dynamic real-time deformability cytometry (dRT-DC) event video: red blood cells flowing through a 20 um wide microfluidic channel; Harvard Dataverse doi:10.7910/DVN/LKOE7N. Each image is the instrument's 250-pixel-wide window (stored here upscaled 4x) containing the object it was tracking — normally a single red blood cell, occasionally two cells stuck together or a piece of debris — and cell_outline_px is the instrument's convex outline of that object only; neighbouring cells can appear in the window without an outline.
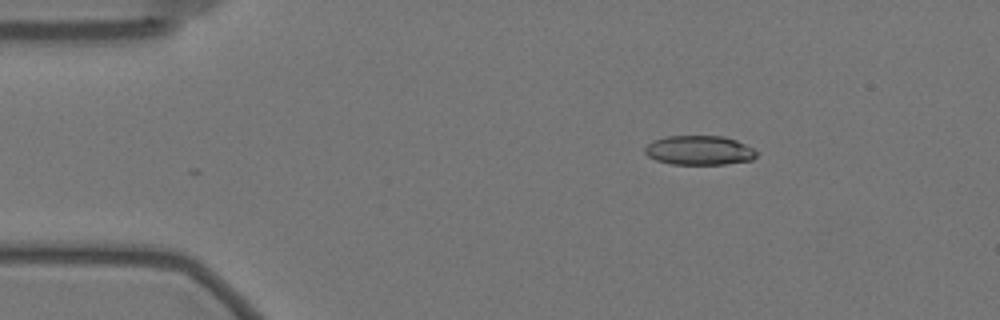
{"species": "Egyptian fruit bat (a non-hibernating species)", "species_latin": "Rousettus aegyptiacus", "temperature_condition": "warm", "stored_images_in_passage": 37, "camera_frame_rate_fps": 3000, "um_per_image_px": 0.085, "animal": {"sex": "female"}, "frame": {"image": 1, "passage_image": 2, "time_ms": 0.333, "image_size_px": [1000, 320], "cell_outline_px": [[756, 156], [752, 160], [724, 164], [672, 164], [656, 160], [648, 156], [644, 152], [644, 148], [652, 140], [668, 136], [724, 136], [736, 140], [752, 148], [756, 152]], "centroid_in_image_um": [59.41, 12.77], "position_along_channel_um": 25.6, "area_um2": 19.02}}
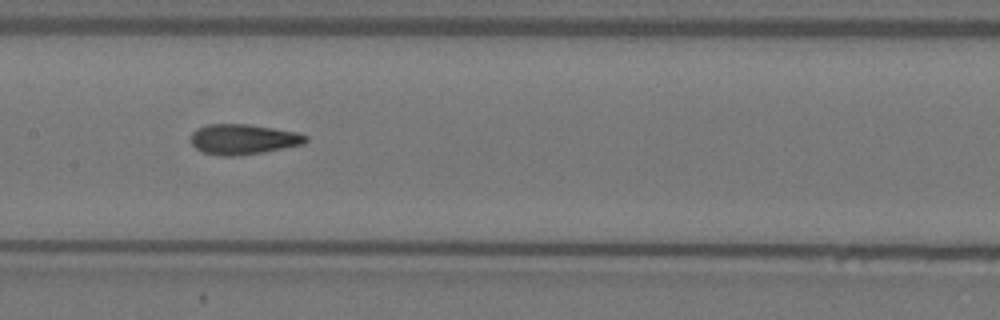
{"frame": {"image": 2, "passage_image": 21, "time_ms": 6.667, "image_size_px": [1000, 320], "cell_outline_px": [[308, 140], [304, 144], [264, 152], [240, 156], [220, 156], [204, 152], [196, 148], [192, 144], [192, 132], [208, 124], [248, 124], [296, 132], [308, 136]], "centroid_in_image_um": [20.7, 11.85], "position_along_channel_um": 186.7, "area_um2": 20.17}}
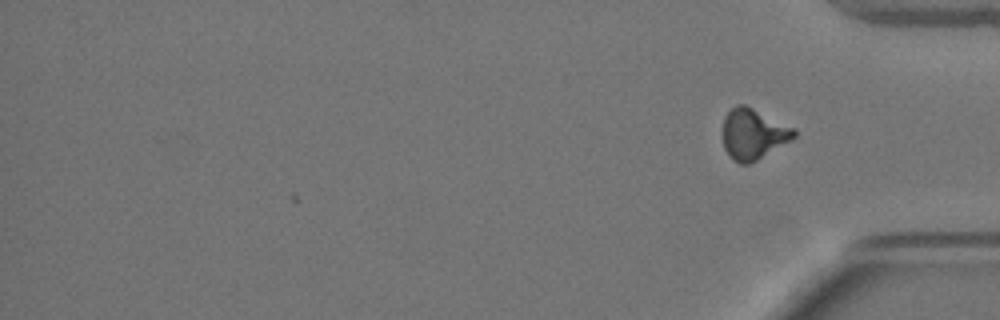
{"frame": {"image": 3, "passage_image": 37, "time_ms": 12.0, "image_size_px": [1000, 320], "cell_outline_px": [[796, 136], [792, 140], [756, 160], [748, 164], [740, 164], [732, 160], [724, 148], [720, 132], [724, 116], [736, 104], [744, 104], [796, 128]], "centroid_in_image_um": [63.99, 11.39], "position_along_channel_um": 371.2, "area_um2": 21.44}, "authors_computed_cell_mechanics": {"area_um2": 20.1144, "velocity_mm_per_s": 3.5188, "shape_relaxation_time_tau1_ms": 6.9153, "shape_relaxation_time_tau2_ms": 1.3252, "deformation_change_tau1": 0.2161, "deformation_change_tau2": 0.086}}